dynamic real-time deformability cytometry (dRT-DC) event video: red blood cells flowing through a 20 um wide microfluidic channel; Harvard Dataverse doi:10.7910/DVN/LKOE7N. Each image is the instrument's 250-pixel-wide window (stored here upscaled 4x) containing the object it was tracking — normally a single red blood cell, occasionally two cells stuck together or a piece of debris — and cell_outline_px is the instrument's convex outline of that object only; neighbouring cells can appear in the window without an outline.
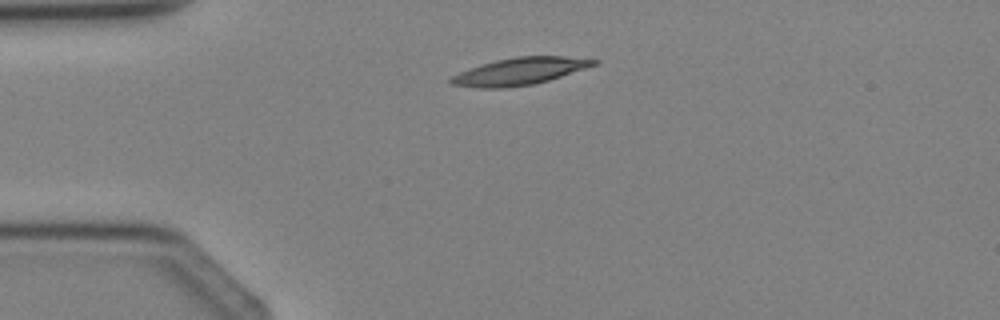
{"species": "Egyptian fruit bat (a non-hibernating species)", "species_latin": "Rousettus aegyptiacus", "temperature_condition": "cold", "stored_images_in_passage": 2, "camera_frame_rate_fps": 3000, "um_per_image_px": 0.085, "animal": {"sex": "female"}, "frame": {"image": 1, "passage_image": 2, "time_ms": 1.0, "image_size_px": [1000, 320], "cell_outline_px": [[600, 60], [596, 64], [548, 80], [532, 84], [504, 88], [476, 88], [452, 84], [448, 80], [452, 76], [460, 72], [496, 60], [516, 56], [564, 56]], "centroid_in_image_um": [44.15, 6.06], "position_along_channel_um": 40.8, "area_um2": 22.14}}